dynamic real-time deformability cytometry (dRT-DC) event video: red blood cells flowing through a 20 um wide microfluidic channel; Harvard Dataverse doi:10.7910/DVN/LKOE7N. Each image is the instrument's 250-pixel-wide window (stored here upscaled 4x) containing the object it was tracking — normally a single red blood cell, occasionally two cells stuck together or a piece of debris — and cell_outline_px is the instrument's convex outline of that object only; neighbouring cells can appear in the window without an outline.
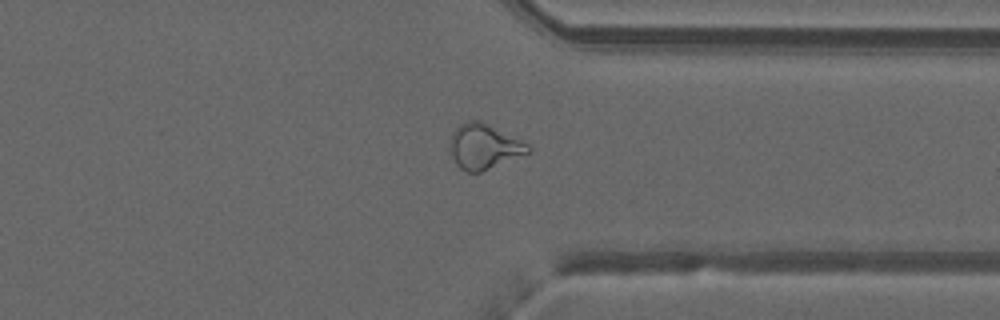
{"species": "common noctule bat (a hibernating species)", "species_latin": "Nyctalus noctula", "temperature_condition": "warm", "stored_images_in_passage": 43, "camera_frame_rate_fps": 3000, "um_per_image_px": 0.085, "animal": {"sex": "male", "forearm_length_mm": 52.5}, "frame": {"image": 1, "passage_image": 31, "time_ms": 10.0, "image_size_px": [1000, 320], "cell_outline_px": [[532, 148], [528, 152], [480, 172], [468, 172], [460, 168], [456, 164], [448, 152], [448, 148], [452, 132], [460, 124], [468, 120], [484, 120], [528, 144]], "centroid_in_image_um": [41.08, 12.42], "position_along_channel_um": 370.3, "area_um2": 20.63}, "authors_computed_cell_mechanics": {"area_um2": 21.7906, "velocity_mm_per_s": 4.043, "shape_relaxation_time_tau1_ms": null, "shape_relaxation_time_tau2_ms": 2.2896, "deformation_change_tau1": null, "deformation_change_tau2": 0.1103}}